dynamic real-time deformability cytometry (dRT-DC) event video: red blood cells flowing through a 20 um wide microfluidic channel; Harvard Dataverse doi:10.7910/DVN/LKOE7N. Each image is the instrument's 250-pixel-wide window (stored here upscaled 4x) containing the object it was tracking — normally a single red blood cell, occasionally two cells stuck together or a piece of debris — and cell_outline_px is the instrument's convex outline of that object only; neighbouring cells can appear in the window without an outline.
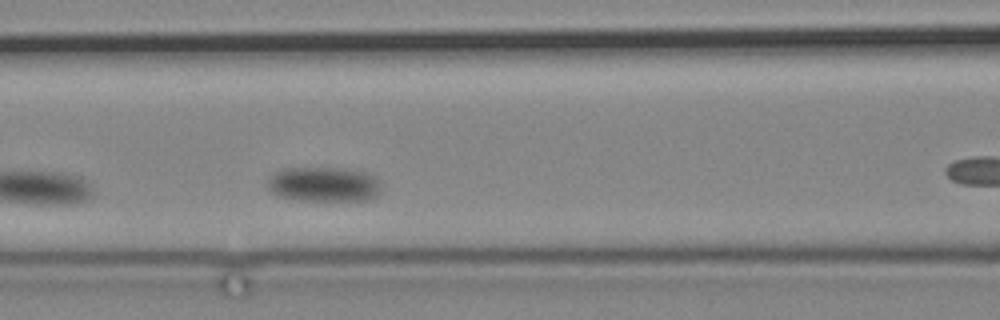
{"species": "common noctule bat (a hibernating species)", "species_latin": "Nyctalus noctula", "temperature_condition": "cold", "stored_images_in_passage": 8, "camera_frame_rate_fps": 3000, "um_per_image_px": 0.085, "animal": {"sex": "male", "body_mass_g": 19.2, "forearm_length_mm": 51.8}, "frame": {"image": 1, "passage_image": 4, "time_ms": 3.333, "image_size_px": [1000, 320], "cell_outline_px": [[380, 192], [376, 196], [368, 200], [296, 200], [276, 196], [268, 188], [268, 180], [276, 172], [284, 168], [344, 168], [364, 172], [376, 176], [380, 184]], "centroid_in_image_um": [27.53, 15.67], "position_along_channel_um": 139.1, "area_um2": 23.12}}
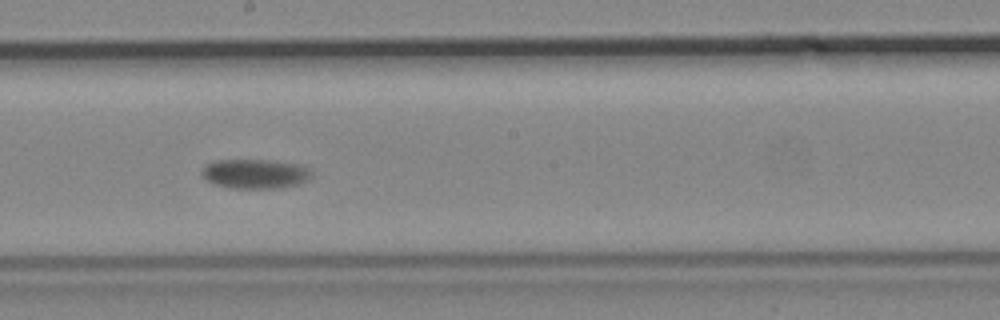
{"frame": {"image": 2, "passage_image": 7, "time_ms": 8.0, "image_size_px": [1000, 320], "cell_outline_px": [[312, 176], [296, 184], [280, 188], [232, 188], [216, 184], [208, 180], [200, 172], [208, 164], [216, 160], [276, 160], [300, 164], [308, 168], [312, 172]], "centroid_in_image_um": [21.72, 14.76], "position_along_channel_um": 226.5, "area_um2": 18.67}}
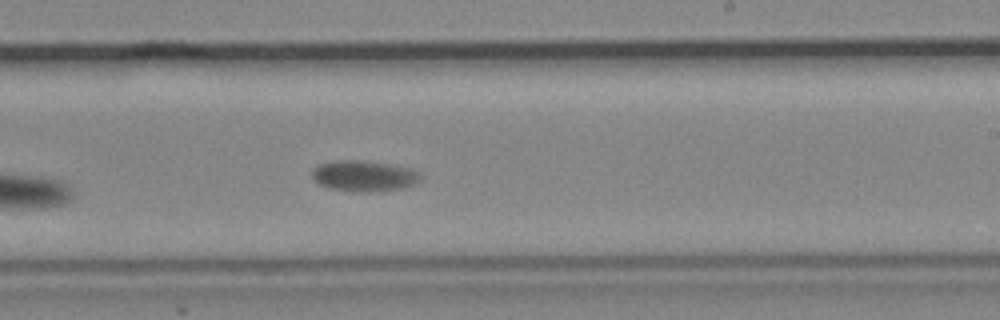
{"frame": {"image": 3, "passage_image": 8, "time_ms": 9.0, "image_size_px": [1000, 320], "cell_outline_px": [[420, 180], [412, 184], [400, 188], [372, 192], [360, 192], [328, 188], [320, 184], [312, 176], [312, 168], [320, 164], [336, 160], [360, 160], [388, 164], [408, 168], [420, 172]], "centroid_in_image_um": [30.9, 14.95], "position_along_channel_um": 258.1, "area_um2": 19.25}}